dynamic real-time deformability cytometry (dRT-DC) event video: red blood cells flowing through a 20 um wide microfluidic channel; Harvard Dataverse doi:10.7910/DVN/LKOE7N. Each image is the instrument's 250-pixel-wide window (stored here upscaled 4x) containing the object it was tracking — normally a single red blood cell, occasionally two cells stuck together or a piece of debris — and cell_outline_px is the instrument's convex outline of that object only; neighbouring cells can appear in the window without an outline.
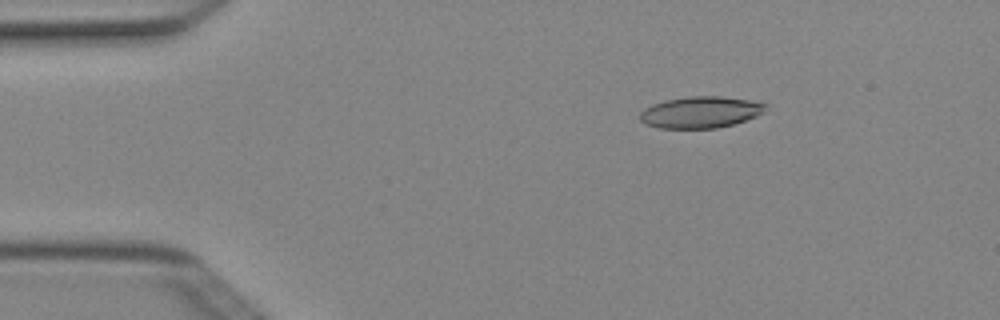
{"species": "Egyptian fruit bat (a non-hibernating species)", "species_latin": "Rousettus aegyptiacus", "temperature_condition": "cold", "stored_images_in_passage": 4, "camera_frame_rate_fps": 3000, "um_per_image_px": 0.085, "animal": {"sex": "female"}, "frame": {"image": 1, "passage_image": 3, "time_ms": 0.667, "image_size_px": [1000, 320], "cell_outline_px": [[768, 104], [764, 112], [756, 116], [732, 124], [716, 128], [660, 128], [644, 124], [640, 120], [640, 112], [644, 108], [652, 104], [664, 100], [688, 96], [720, 96], [748, 100]], "centroid_in_image_um": [59.51, 9.53], "position_along_channel_um": 25.5, "area_um2": 23.06}}